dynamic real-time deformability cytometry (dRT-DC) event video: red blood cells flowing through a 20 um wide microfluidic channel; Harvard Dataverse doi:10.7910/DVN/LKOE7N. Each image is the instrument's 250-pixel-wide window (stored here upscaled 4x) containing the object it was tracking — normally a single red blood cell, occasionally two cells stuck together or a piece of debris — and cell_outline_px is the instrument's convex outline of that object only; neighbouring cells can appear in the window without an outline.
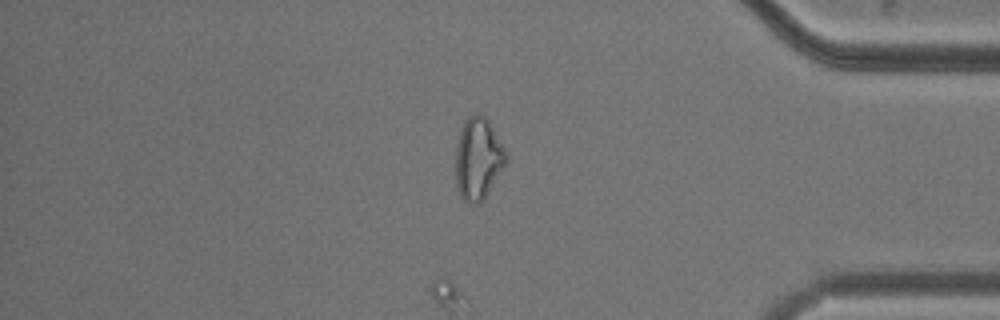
{"species": "common noctule bat (a hibernating species)", "species_latin": "Nyctalus noctula", "temperature_condition": "cold", "stored_images_in_passage": 53, "camera_frame_rate_fps": 3000, "um_per_image_px": 0.085, "animal": {"sex": "male", "body_mass_g": 20.5, "forearm_length_mm": 52.5}, "frame": {"image": 1, "passage_image": 45, "time_ms": 14.667, "image_size_px": [1000, 320], "cell_outline_px": [[508, 160], [504, 168], [480, 204], [472, 204], [464, 200], [460, 196], [456, 184], [456, 144], [464, 120], [468, 116], [476, 112], [480, 112], [488, 120], [508, 152]], "centroid_in_image_um": [40.66, 13.47], "position_along_channel_um": 394.5, "area_um2": 24.45}}
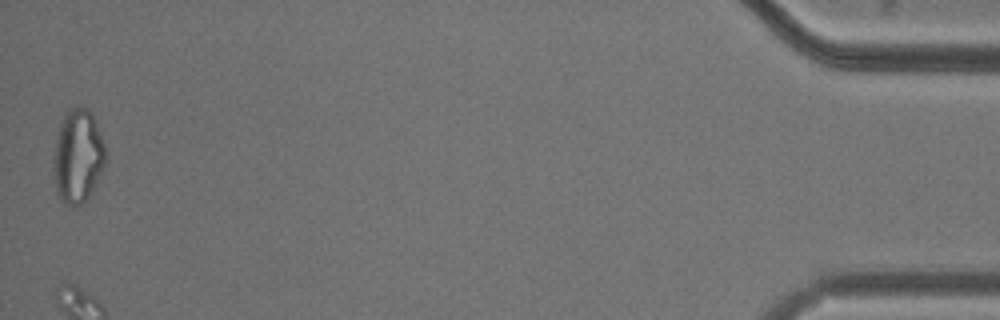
{"frame": {"image": 2, "passage_image": 53, "time_ms": 17.333, "image_size_px": [1000, 320], "cell_outline_px": [[104, 164], [84, 204], [76, 208], [64, 204], [60, 200], [56, 192], [52, 168], [52, 160], [56, 136], [60, 120], [68, 108], [88, 108], [92, 112], [104, 144]], "centroid_in_image_um": [6.55, 13.29], "position_along_channel_um": 428.7, "area_um2": 28.61}}